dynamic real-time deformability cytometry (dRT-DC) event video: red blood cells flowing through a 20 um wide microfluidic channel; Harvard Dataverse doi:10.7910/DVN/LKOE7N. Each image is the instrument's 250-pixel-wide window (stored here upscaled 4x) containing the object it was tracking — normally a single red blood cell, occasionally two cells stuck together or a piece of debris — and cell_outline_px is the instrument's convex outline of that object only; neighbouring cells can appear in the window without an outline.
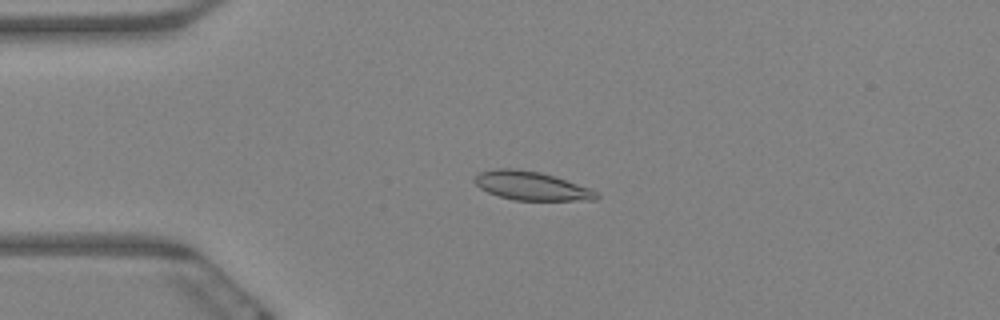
{"species": "Egyptian fruit bat (a non-hibernating species)", "species_latin": "Rousettus aegyptiacus", "temperature_condition": "warm", "stored_images_in_passage": 61, "camera_frame_rate_fps": 3000, "um_per_image_px": 0.085, "animal": {"sex": "female"}, "frame": {"image": 1, "passage_image": 15, "time_ms": 4.667, "image_size_px": [1000, 320], "cell_outline_px": [[600, 196], [596, 200], [512, 200], [488, 192], [480, 188], [472, 180], [480, 172], [496, 168], [516, 168], [540, 172], [556, 176], [588, 188], [596, 192]], "centroid_in_image_um": [45.14, 15.79], "position_along_channel_um": 39.9, "area_um2": 20.35}}
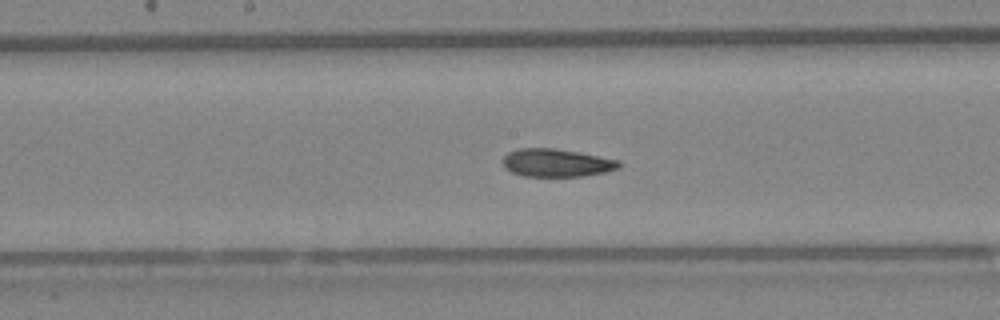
{"frame": {"image": 2, "passage_image": 32, "time_ms": 10.333, "image_size_px": [1000, 320], "cell_outline_px": [[620, 168], [604, 172], [584, 176], [524, 176], [512, 172], [504, 168], [504, 156], [508, 152], [520, 148], [552, 148], [576, 152], [620, 160]], "centroid_in_image_um": [47.3, 13.84], "position_along_channel_um": 200.9, "area_um2": 18.73}}
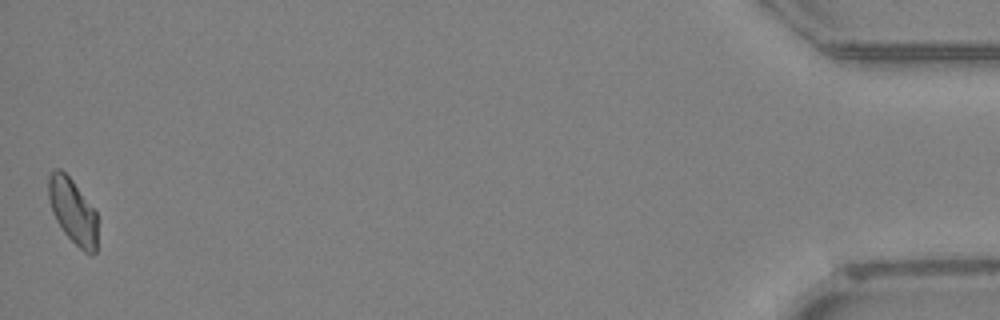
{"frame": {"image": 3, "passage_image": 61, "time_ms": 20.0, "image_size_px": [1000, 320], "cell_outline_px": [[96, 252], [92, 256], [84, 252], [64, 232], [56, 220], [52, 212], [48, 196], [48, 176], [56, 168], [60, 168], [72, 180], [96, 212]], "centroid_in_image_um": [6.17, 17.95], "position_along_channel_um": 429.0, "area_um2": 18.32}, "authors_computed_cell_mechanics": {"area_um2": 19.5364, "velocity_mm_per_s": 3.3472, "shape_relaxation_time_tau1_ms": null, "shape_relaxation_time_tau2_ms": 3.0293, "deformation_change_tau1": null, "deformation_change_tau2": 0.064}}